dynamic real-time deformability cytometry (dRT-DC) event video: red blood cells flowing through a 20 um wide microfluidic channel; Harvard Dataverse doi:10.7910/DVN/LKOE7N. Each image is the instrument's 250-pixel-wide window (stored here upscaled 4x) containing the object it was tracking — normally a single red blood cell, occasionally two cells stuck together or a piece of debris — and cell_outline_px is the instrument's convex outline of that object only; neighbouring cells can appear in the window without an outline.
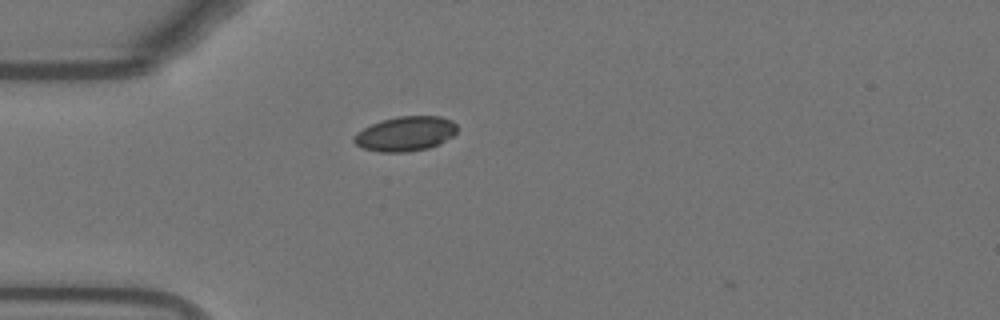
{"species": "Egyptian fruit bat (a non-hibernating species)", "species_latin": "Rousettus aegyptiacus", "temperature_condition": "warm", "stored_images_in_passage": 4, "camera_frame_rate_fps": 3000, "um_per_image_px": 0.085, "animal": {"sex": "female"}, "frame": {"image": 1, "passage_image": 2, "time_ms": 0.333, "image_size_px": [1000, 320], "cell_outline_px": [[456, 132], [452, 136], [440, 144], [428, 148], [408, 152], [380, 152], [364, 148], [356, 144], [352, 140], [352, 136], [356, 132], [380, 120], [396, 116], [440, 116], [452, 120], [456, 124]], "centroid_in_image_um": [34.45, 11.36], "position_along_channel_um": 50.6, "area_um2": 20.98}}